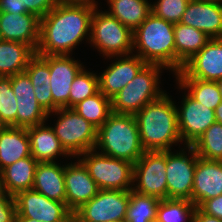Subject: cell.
Instances as JSON below:
<instances>
[{"label": "cell", "instance_id": "30", "mask_svg": "<svg viewBox=\"0 0 222 222\" xmlns=\"http://www.w3.org/2000/svg\"><path fill=\"white\" fill-rule=\"evenodd\" d=\"M179 89L188 90L187 94L195 101L207 106L209 109L215 108L222 102L217 82L202 81L196 78H176Z\"/></svg>", "mask_w": 222, "mask_h": 222}, {"label": "cell", "instance_id": "38", "mask_svg": "<svg viewBox=\"0 0 222 222\" xmlns=\"http://www.w3.org/2000/svg\"><path fill=\"white\" fill-rule=\"evenodd\" d=\"M61 1L62 0H22V6L29 13H33L39 18H42Z\"/></svg>", "mask_w": 222, "mask_h": 222}, {"label": "cell", "instance_id": "46", "mask_svg": "<svg viewBox=\"0 0 222 222\" xmlns=\"http://www.w3.org/2000/svg\"><path fill=\"white\" fill-rule=\"evenodd\" d=\"M7 127L5 122L0 118V131L4 130Z\"/></svg>", "mask_w": 222, "mask_h": 222}, {"label": "cell", "instance_id": "18", "mask_svg": "<svg viewBox=\"0 0 222 222\" xmlns=\"http://www.w3.org/2000/svg\"><path fill=\"white\" fill-rule=\"evenodd\" d=\"M77 161L65 165L64 172L65 204L72 213L91 200L100 190L84 164L80 160Z\"/></svg>", "mask_w": 222, "mask_h": 222}, {"label": "cell", "instance_id": "9", "mask_svg": "<svg viewBox=\"0 0 222 222\" xmlns=\"http://www.w3.org/2000/svg\"><path fill=\"white\" fill-rule=\"evenodd\" d=\"M130 190H99L73 213V222H125Z\"/></svg>", "mask_w": 222, "mask_h": 222}, {"label": "cell", "instance_id": "39", "mask_svg": "<svg viewBox=\"0 0 222 222\" xmlns=\"http://www.w3.org/2000/svg\"><path fill=\"white\" fill-rule=\"evenodd\" d=\"M16 214L14 196L2 190L0 192V222H15Z\"/></svg>", "mask_w": 222, "mask_h": 222}, {"label": "cell", "instance_id": "5", "mask_svg": "<svg viewBox=\"0 0 222 222\" xmlns=\"http://www.w3.org/2000/svg\"><path fill=\"white\" fill-rule=\"evenodd\" d=\"M159 64H146L140 72L112 99V112L136 115L147 103L160 98L165 92L159 87L161 70Z\"/></svg>", "mask_w": 222, "mask_h": 222}, {"label": "cell", "instance_id": "14", "mask_svg": "<svg viewBox=\"0 0 222 222\" xmlns=\"http://www.w3.org/2000/svg\"><path fill=\"white\" fill-rule=\"evenodd\" d=\"M11 87L17 101L16 127L43 124L50 117L38 104L31 79L26 72L11 76Z\"/></svg>", "mask_w": 222, "mask_h": 222}, {"label": "cell", "instance_id": "35", "mask_svg": "<svg viewBox=\"0 0 222 222\" xmlns=\"http://www.w3.org/2000/svg\"><path fill=\"white\" fill-rule=\"evenodd\" d=\"M99 92V78L96 73L83 68L73 80L69 93V108Z\"/></svg>", "mask_w": 222, "mask_h": 222}, {"label": "cell", "instance_id": "3", "mask_svg": "<svg viewBox=\"0 0 222 222\" xmlns=\"http://www.w3.org/2000/svg\"><path fill=\"white\" fill-rule=\"evenodd\" d=\"M148 64H159L176 73L174 23L150 13L133 32V52Z\"/></svg>", "mask_w": 222, "mask_h": 222}, {"label": "cell", "instance_id": "49", "mask_svg": "<svg viewBox=\"0 0 222 222\" xmlns=\"http://www.w3.org/2000/svg\"><path fill=\"white\" fill-rule=\"evenodd\" d=\"M1 175H0V192L2 191Z\"/></svg>", "mask_w": 222, "mask_h": 222}, {"label": "cell", "instance_id": "11", "mask_svg": "<svg viewBox=\"0 0 222 222\" xmlns=\"http://www.w3.org/2000/svg\"><path fill=\"white\" fill-rule=\"evenodd\" d=\"M132 190L159 199H167L166 151H144L134 163Z\"/></svg>", "mask_w": 222, "mask_h": 222}, {"label": "cell", "instance_id": "8", "mask_svg": "<svg viewBox=\"0 0 222 222\" xmlns=\"http://www.w3.org/2000/svg\"><path fill=\"white\" fill-rule=\"evenodd\" d=\"M54 113L59 117L52 128L71 157L79 158L84 152L95 149L98 131L96 127L73 108H58Z\"/></svg>", "mask_w": 222, "mask_h": 222}, {"label": "cell", "instance_id": "2", "mask_svg": "<svg viewBox=\"0 0 222 222\" xmlns=\"http://www.w3.org/2000/svg\"><path fill=\"white\" fill-rule=\"evenodd\" d=\"M135 118L145 151H167L170 150L172 144L182 143L177 107L167 93L147 103L135 115Z\"/></svg>", "mask_w": 222, "mask_h": 222}, {"label": "cell", "instance_id": "31", "mask_svg": "<svg viewBox=\"0 0 222 222\" xmlns=\"http://www.w3.org/2000/svg\"><path fill=\"white\" fill-rule=\"evenodd\" d=\"M73 109L97 129L113 113L111 99L107 98L100 91L79 102Z\"/></svg>", "mask_w": 222, "mask_h": 222}, {"label": "cell", "instance_id": "41", "mask_svg": "<svg viewBox=\"0 0 222 222\" xmlns=\"http://www.w3.org/2000/svg\"><path fill=\"white\" fill-rule=\"evenodd\" d=\"M0 12L17 15L29 13L23 8L22 0H0Z\"/></svg>", "mask_w": 222, "mask_h": 222}, {"label": "cell", "instance_id": "43", "mask_svg": "<svg viewBox=\"0 0 222 222\" xmlns=\"http://www.w3.org/2000/svg\"><path fill=\"white\" fill-rule=\"evenodd\" d=\"M216 122L222 124V102L214 110Z\"/></svg>", "mask_w": 222, "mask_h": 222}, {"label": "cell", "instance_id": "50", "mask_svg": "<svg viewBox=\"0 0 222 222\" xmlns=\"http://www.w3.org/2000/svg\"><path fill=\"white\" fill-rule=\"evenodd\" d=\"M149 222H159L157 219H155V220H152V221H149Z\"/></svg>", "mask_w": 222, "mask_h": 222}, {"label": "cell", "instance_id": "1", "mask_svg": "<svg viewBox=\"0 0 222 222\" xmlns=\"http://www.w3.org/2000/svg\"><path fill=\"white\" fill-rule=\"evenodd\" d=\"M96 6L89 2L62 0L40 18V39L36 54L70 55L84 38L89 41L91 19Z\"/></svg>", "mask_w": 222, "mask_h": 222}, {"label": "cell", "instance_id": "34", "mask_svg": "<svg viewBox=\"0 0 222 222\" xmlns=\"http://www.w3.org/2000/svg\"><path fill=\"white\" fill-rule=\"evenodd\" d=\"M195 208L187 199H161L156 219L159 222H192Z\"/></svg>", "mask_w": 222, "mask_h": 222}, {"label": "cell", "instance_id": "37", "mask_svg": "<svg viewBox=\"0 0 222 222\" xmlns=\"http://www.w3.org/2000/svg\"><path fill=\"white\" fill-rule=\"evenodd\" d=\"M190 0H158L151 4V13L171 23H179Z\"/></svg>", "mask_w": 222, "mask_h": 222}, {"label": "cell", "instance_id": "13", "mask_svg": "<svg viewBox=\"0 0 222 222\" xmlns=\"http://www.w3.org/2000/svg\"><path fill=\"white\" fill-rule=\"evenodd\" d=\"M176 78H196L202 81L217 82L222 78V38H212L190 60Z\"/></svg>", "mask_w": 222, "mask_h": 222}, {"label": "cell", "instance_id": "36", "mask_svg": "<svg viewBox=\"0 0 222 222\" xmlns=\"http://www.w3.org/2000/svg\"><path fill=\"white\" fill-rule=\"evenodd\" d=\"M17 101L11 87V76L0 77V118L7 126L16 127Z\"/></svg>", "mask_w": 222, "mask_h": 222}, {"label": "cell", "instance_id": "10", "mask_svg": "<svg viewBox=\"0 0 222 222\" xmlns=\"http://www.w3.org/2000/svg\"><path fill=\"white\" fill-rule=\"evenodd\" d=\"M187 148L191 156L185 152ZM184 149L177 153H173L172 149L166 151L167 199L191 201L198 155L192 145H186Z\"/></svg>", "mask_w": 222, "mask_h": 222}, {"label": "cell", "instance_id": "4", "mask_svg": "<svg viewBox=\"0 0 222 222\" xmlns=\"http://www.w3.org/2000/svg\"><path fill=\"white\" fill-rule=\"evenodd\" d=\"M134 164L144 153L135 115L112 113L98 128L95 150Z\"/></svg>", "mask_w": 222, "mask_h": 222}, {"label": "cell", "instance_id": "24", "mask_svg": "<svg viewBox=\"0 0 222 222\" xmlns=\"http://www.w3.org/2000/svg\"><path fill=\"white\" fill-rule=\"evenodd\" d=\"M31 156L26 127L7 126L0 131V172L19 159Z\"/></svg>", "mask_w": 222, "mask_h": 222}, {"label": "cell", "instance_id": "20", "mask_svg": "<svg viewBox=\"0 0 222 222\" xmlns=\"http://www.w3.org/2000/svg\"><path fill=\"white\" fill-rule=\"evenodd\" d=\"M0 32L2 40L24 43L36 51L40 39V18L33 13L0 12Z\"/></svg>", "mask_w": 222, "mask_h": 222}, {"label": "cell", "instance_id": "27", "mask_svg": "<svg viewBox=\"0 0 222 222\" xmlns=\"http://www.w3.org/2000/svg\"><path fill=\"white\" fill-rule=\"evenodd\" d=\"M176 73L210 40L201 30L181 23L174 24Z\"/></svg>", "mask_w": 222, "mask_h": 222}, {"label": "cell", "instance_id": "40", "mask_svg": "<svg viewBox=\"0 0 222 222\" xmlns=\"http://www.w3.org/2000/svg\"><path fill=\"white\" fill-rule=\"evenodd\" d=\"M198 208L205 214L222 220V195L204 201Z\"/></svg>", "mask_w": 222, "mask_h": 222}, {"label": "cell", "instance_id": "12", "mask_svg": "<svg viewBox=\"0 0 222 222\" xmlns=\"http://www.w3.org/2000/svg\"><path fill=\"white\" fill-rule=\"evenodd\" d=\"M16 217H26L43 222H73V213L64 202L51 200L31 189L14 196Z\"/></svg>", "mask_w": 222, "mask_h": 222}, {"label": "cell", "instance_id": "45", "mask_svg": "<svg viewBox=\"0 0 222 222\" xmlns=\"http://www.w3.org/2000/svg\"><path fill=\"white\" fill-rule=\"evenodd\" d=\"M63 1H68V2H89V3H93L95 5H97V1L95 0H63Z\"/></svg>", "mask_w": 222, "mask_h": 222}, {"label": "cell", "instance_id": "17", "mask_svg": "<svg viewBox=\"0 0 222 222\" xmlns=\"http://www.w3.org/2000/svg\"><path fill=\"white\" fill-rule=\"evenodd\" d=\"M114 57L117 60L98 75L99 91L109 99L120 92L147 64L136 54Z\"/></svg>", "mask_w": 222, "mask_h": 222}, {"label": "cell", "instance_id": "16", "mask_svg": "<svg viewBox=\"0 0 222 222\" xmlns=\"http://www.w3.org/2000/svg\"><path fill=\"white\" fill-rule=\"evenodd\" d=\"M70 55H49L50 89L53 97V112L58 108H69L71 84L84 68Z\"/></svg>", "mask_w": 222, "mask_h": 222}, {"label": "cell", "instance_id": "26", "mask_svg": "<svg viewBox=\"0 0 222 222\" xmlns=\"http://www.w3.org/2000/svg\"><path fill=\"white\" fill-rule=\"evenodd\" d=\"M25 72L31 79L38 104L48 113L53 114V97L50 89L49 55L35 54L29 61Z\"/></svg>", "mask_w": 222, "mask_h": 222}, {"label": "cell", "instance_id": "25", "mask_svg": "<svg viewBox=\"0 0 222 222\" xmlns=\"http://www.w3.org/2000/svg\"><path fill=\"white\" fill-rule=\"evenodd\" d=\"M39 162L32 156L19 159L1 172L2 189L12 196L33 188L35 170Z\"/></svg>", "mask_w": 222, "mask_h": 222}, {"label": "cell", "instance_id": "48", "mask_svg": "<svg viewBox=\"0 0 222 222\" xmlns=\"http://www.w3.org/2000/svg\"><path fill=\"white\" fill-rule=\"evenodd\" d=\"M217 84H218V86H219L220 93H221V95H222V78L217 81Z\"/></svg>", "mask_w": 222, "mask_h": 222}, {"label": "cell", "instance_id": "47", "mask_svg": "<svg viewBox=\"0 0 222 222\" xmlns=\"http://www.w3.org/2000/svg\"><path fill=\"white\" fill-rule=\"evenodd\" d=\"M196 1L209 2V3L222 2V0H196Z\"/></svg>", "mask_w": 222, "mask_h": 222}, {"label": "cell", "instance_id": "33", "mask_svg": "<svg viewBox=\"0 0 222 222\" xmlns=\"http://www.w3.org/2000/svg\"><path fill=\"white\" fill-rule=\"evenodd\" d=\"M192 146L199 158L222 161V124H211Z\"/></svg>", "mask_w": 222, "mask_h": 222}, {"label": "cell", "instance_id": "28", "mask_svg": "<svg viewBox=\"0 0 222 222\" xmlns=\"http://www.w3.org/2000/svg\"><path fill=\"white\" fill-rule=\"evenodd\" d=\"M36 51L27 44L0 40V77L25 72Z\"/></svg>", "mask_w": 222, "mask_h": 222}, {"label": "cell", "instance_id": "44", "mask_svg": "<svg viewBox=\"0 0 222 222\" xmlns=\"http://www.w3.org/2000/svg\"><path fill=\"white\" fill-rule=\"evenodd\" d=\"M15 222H43V221H37L35 219H30L26 217H15Z\"/></svg>", "mask_w": 222, "mask_h": 222}, {"label": "cell", "instance_id": "15", "mask_svg": "<svg viewBox=\"0 0 222 222\" xmlns=\"http://www.w3.org/2000/svg\"><path fill=\"white\" fill-rule=\"evenodd\" d=\"M181 107L177 108L178 127L181 140L185 145H193L195 141L216 122L213 109L195 101L184 94Z\"/></svg>", "mask_w": 222, "mask_h": 222}, {"label": "cell", "instance_id": "19", "mask_svg": "<svg viewBox=\"0 0 222 222\" xmlns=\"http://www.w3.org/2000/svg\"><path fill=\"white\" fill-rule=\"evenodd\" d=\"M179 23L201 30L210 39L222 38V2L190 0Z\"/></svg>", "mask_w": 222, "mask_h": 222}, {"label": "cell", "instance_id": "42", "mask_svg": "<svg viewBox=\"0 0 222 222\" xmlns=\"http://www.w3.org/2000/svg\"><path fill=\"white\" fill-rule=\"evenodd\" d=\"M192 222H222L221 219L210 216L202 212L198 207L195 208Z\"/></svg>", "mask_w": 222, "mask_h": 222}, {"label": "cell", "instance_id": "7", "mask_svg": "<svg viewBox=\"0 0 222 222\" xmlns=\"http://www.w3.org/2000/svg\"><path fill=\"white\" fill-rule=\"evenodd\" d=\"M89 150L79 155L91 178L100 190H131L134 185V164L129 161ZM131 186V187H130Z\"/></svg>", "mask_w": 222, "mask_h": 222}, {"label": "cell", "instance_id": "23", "mask_svg": "<svg viewBox=\"0 0 222 222\" xmlns=\"http://www.w3.org/2000/svg\"><path fill=\"white\" fill-rule=\"evenodd\" d=\"M27 133L30 140L31 156L38 162H55L57 156H70L62 147L51 126H46L45 123L31 126L27 128Z\"/></svg>", "mask_w": 222, "mask_h": 222}, {"label": "cell", "instance_id": "6", "mask_svg": "<svg viewBox=\"0 0 222 222\" xmlns=\"http://www.w3.org/2000/svg\"><path fill=\"white\" fill-rule=\"evenodd\" d=\"M95 7L89 43L107 58L133 53V32L107 11Z\"/></svg>", "mask_w": 222, "mask_h": 222}, {"label": "cell", "instance_id": "22", "mask_svg": "<svg viewBox=\"0 0 222 222\" xmlns=\"http://www.w3.org/2000/svg\"><path fill=\"white\" fill-rule=\"evenodd\" d=\"M64 172V165L61 166L56 162H39L35 170L32 189L51 200L65 203Z\"/></svg>", "mask_w": 222, "mask_h": 222}, {"label": "cell", "instance_id": "29", "mask_svg": "<svg viewBox=\"0 0 222 222\" xmlns=\"http://www.w3.org/2000/svg\"><path fill=\"white\" fill-rule=\"evenodd\" d=\"M111 16L134 32L151 13L148 0H107Z\"/></svg>", "mask_w": 222, "mask_h": 222}, {"label": "cell", "instance_id": "32", "mask_svg": "<svg viewBox=\"0 0 222 222\" xmlns=\"http://www.w3.org/2000/svg\"><path fill=\"white\" fill-rule=\"evenodd\" d=\"M159 198L130 190L125 222H149L156 219Z\"/></svg>", "mask_w": 222, "mask_h": 222}, {"label": "cell", "instance_id": "21", "mask_svg": "<svg viewBox=\"0 0 222 222\" xmlns=\"http://www.w3.org/2000/svg\"><path fill=\"white\" fill-rule=\"evenodd\" d=\"M222 195V161L197 158L191 202L199 207L204 201Z\"/></svg>", "mask_w": 222, "mask_h": 222}]
</instances>
